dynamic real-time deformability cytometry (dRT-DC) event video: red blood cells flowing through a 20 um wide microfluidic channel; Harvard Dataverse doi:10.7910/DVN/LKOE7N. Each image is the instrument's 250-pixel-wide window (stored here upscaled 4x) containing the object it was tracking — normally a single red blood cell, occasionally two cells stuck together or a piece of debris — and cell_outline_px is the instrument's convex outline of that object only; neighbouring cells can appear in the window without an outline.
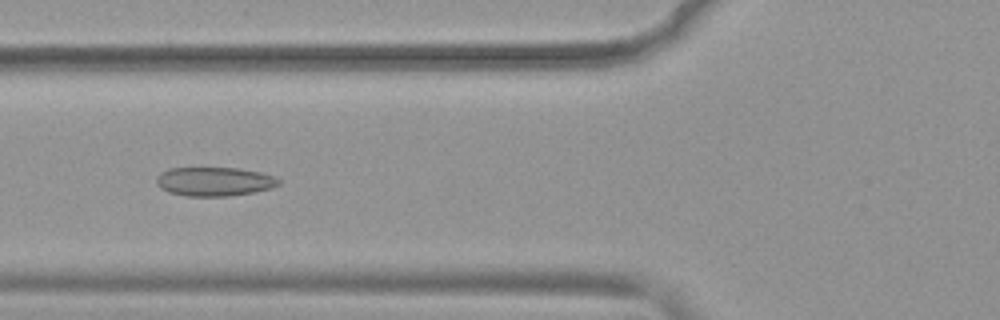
{"species": "common noctule bat (a hibernating species)", "species_latin": "Nyctalus noctula", "temperature_condition": "warm", "stored_images_in_passage": 51, "camera_frame_rate_fps": 3000, "um_per_image_px": 0.085, "animal": {"sex": "female", "body_mass_g": 19.9}, "frame": {"image": 1, "passage_image": 20, "time_ms": 6.333, "image_size_px": [1000, 320], "cell_outline_px": [[280, 184], [272, 188], [256, 192], [228, 196], [188, 196], [168, 192], [160, 188], [156, 184], [156, 176], [160, 172], [168, 168], [240, 168], [260, 172], [276, 176], [280, 180]], "centroid_in_image_um": [18.23, 15.43], "position_along_channel_um": 107.6, "area_um2": 20.92}}
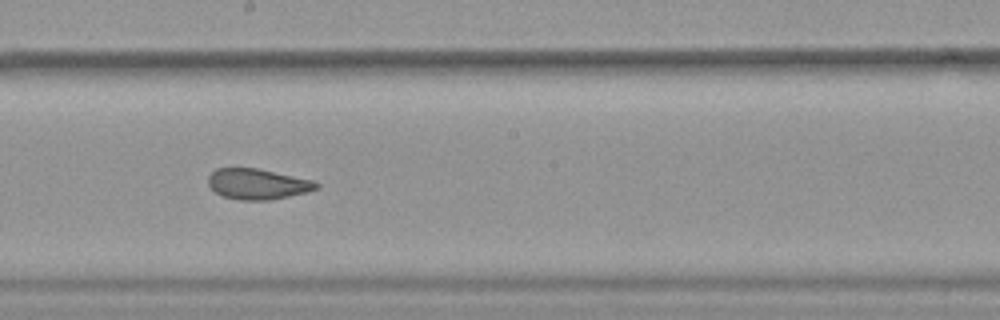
{"frame": {"image": 2, "passage_image": 29, "time_ms": 9.333, "image_size_px": [1000, 320], "cell_outline_px": [[320, 188], [308, 192], [272, 200], [240, 200], [224, 196], [216, 192], [208, 184], [208, 176], [216, 168], [256, 168], [312, 180], [320, 184]], "centroid_in_image_um": [21.92, 15.65], "position_along_channel_um": 226.3, "area_um2": 19.25}}
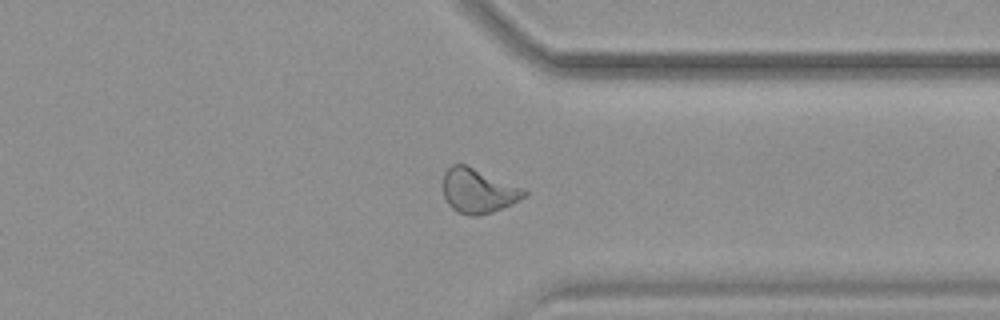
{"frame": {"image": 3, "passage_image": 40, "time_ms": 13.0, "image_size_px": [1000, 320], "cell_outline_px": [[528, 196], [512, 204], [492, 212], [480, 216], [472, 216], [456, 212], [448, 204], [444, 196], [444, 172], [452, 164], [464, 164], [524, 188], [528, 192]], "centroid_in_image_um": [40.67, 16.24], "position_along_channel_um": 370.7, "area_um2": 21.04}, "authors_computed_cell_mechanics": {"area_um2": 21.4438, "velocity_mm_per_s": 3.9742, "shape_relaxation_time_tau1_ms": null, "shape_relaxation_time_tau2_ms": 1.4179, "deformation_change_tau1": null, "deformation_change_tau2": 0.0769}}